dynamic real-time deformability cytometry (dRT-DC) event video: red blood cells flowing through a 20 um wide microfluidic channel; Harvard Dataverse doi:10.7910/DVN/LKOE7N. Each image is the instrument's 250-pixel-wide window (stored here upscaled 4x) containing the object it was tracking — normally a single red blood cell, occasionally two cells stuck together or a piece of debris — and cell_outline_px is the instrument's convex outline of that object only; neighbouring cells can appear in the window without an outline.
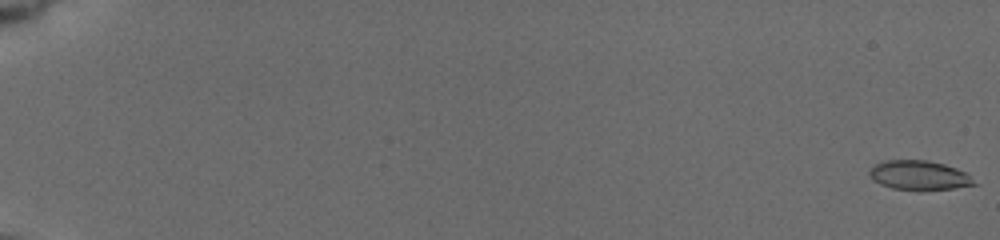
{"species": "common noctule bat (a hibernating species)", "species_latin": "Nyctalus noctula", "temperature_condition": "cold", "stored_images_in_passage": 87, "camera_frame_rate_fps": 3000, "um_per_image_px": 0.085, "animal": {"sex": "female", "body_mass_g": 19.5, "forearm_length_mm": 54.1}, "frame": {"image": 1, "passage_image": 1, "time_ms": 0.0, "image_size_px": [1000, 240], "cell_outline_px": [[980, 184], [952, 188], [920, 192], [892, 188], [880, 184], [872, 180], [868, 172], [876, 164], [884, 160], [924, 160], [944, 164], [956, 168], [964, 172]], "centroid_in_image_um": [78.12, 14.93], "position_along_channel_um": 6.9, "area_um2": 18.21}}
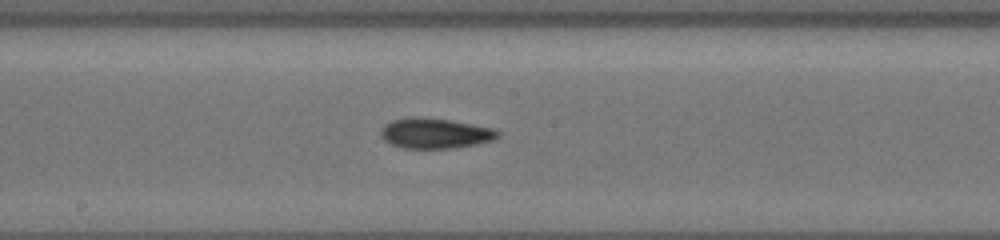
{"frame": {"image": 2, "passage_image": 50, "time_ms": 11.0, "image_size_px": [1000, 240], "cell_outline_px": [[500, 136], [492, 140], [476, 144], [452, 148], [404, 148], [392, 144], [384, 140], [380, 136], [380, 128], [384, 124], [392, 120], [412, 116], [448, 120], [492, 128], [500, 132]], "centroid_in_image_um": [36.93, 11.33], "position_along_channel_um": 211.3, "area_um2": 20.52}}
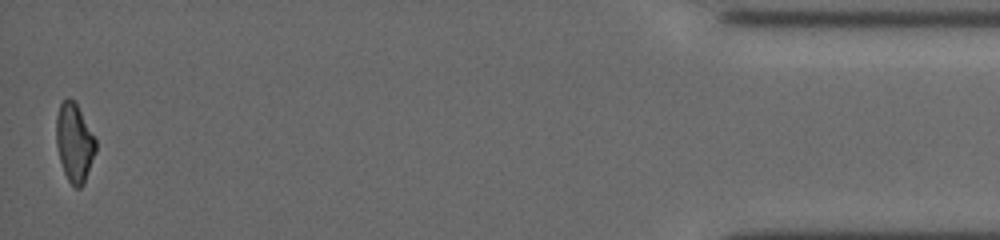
{"frame": {"image": 3, "passage_image": 86, "time_ms": 18.667, "image_size_px": [1000, 240], "cell_outline_px": [[96, 152], [84, 184], [80, 188], [76, 188], [68, 180], [64, 172], [60, 160], [56, 144], [56, 116], [60, 104], [68, 96], [76, 104], [96, 140]], "centroid_in_image_um": [6.32, 12.14], "position_along_channel_um": 428.9, "area_um2": 17.92}, "authors_computed_cell_mechanics": {"area_um2": 18.785, "velocity_mm_per_s": 3.8022, "shape_relaxation_time_tau1_ms": 6.5378, "shape_relaxation_time_tau2_ms": 6.0574, "deformation_change_tau1": 0.1766, "deformation_change_tau2": 0.1483}}